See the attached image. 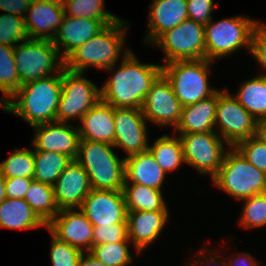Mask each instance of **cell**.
Listing matches in <instances>:
<instances>
[{
	"mask_svg": "<svg viewBox=\"0 0 266 266\" xmlns=\"http://www.w3.org/2000/svg\"><path fill=\"white\" fill-rule=\"evenodd\" d=\"M105 72L111 76L100 87L101 100L114 108L141 109L147 92L162 74V64L142 63L131 51L119 67L113 65Z\"/></svg>",
	"mask_w": 266,
	"mask_h": 266,
	"instance_id": "1",
	"label": "cell"
},
{
	"mask_svg": "<svg viewBox=\"0 0 266 266\" xmlns=\"http://www.w3.org/2000/svg\"><path fill=\"white\" fill-rule=\"evenodd\" d=\"M61 92L62 72L21 85L1 108L31 127L55 122Z\"/></svg>",
	"mask_w": 266,
	"mask_h": 266,
	"instance_id": "2",
	"label": "cell"
},
{
	"mask_svg": "<svg viewBox=\"0 0 266 266\" xmlns=\"http://www.w3.org/2000/svg\"><path fill=\"white\" fill-rule=\"evenodd\" d=\"M128 23L130 24L121 18L117 22L107 25L101 32L74 49L64 59V68L86 74L88 68L105 71L107 68L117 65L131 52L130 48L124 47ZM120 57L121 59H119Z\"/></svg>",
	"mask_w": 266,
	"mask_h": 266,
	"instance_id": "3",
	"label": "cell"
},
{
	"mask_svg": "<svg viewBox=\"0 0 266 266\" xmlns=\"http://www.w3.org/2000/svg\"><path fill=\"white\" fill-rule=\"evenodd\" d=\"M114 145L81 139L76 161L89 176L92 189L122 190L125 182V158H119Z\"/></svg>",
	"mask_w": 266,
	"mask_h": 266,
	"instance_id": "4",
	"label": "cell"
},
{
	"mask_svg": "<svg viewBox=\"0 0 266 266\" xmlns=\"http://www.w3.org/2000/svg\"><path fill=\"white\" fill-rule=\"evenodd\" d=\"M214 63L207 59H199L174 61L162 65V74L171 84L183 107L209 98L219 90L209 84Z\"/></svg>",
	"mask_w": 266,
	"mask_h": 266,
	"instance_id": "5",
	"label": "cell"
},
{
	"mask_svg": "<svg viewBox=\"0 0 266 266\" xmlns=\"http://www.w3.org/2000/svg\"><path fill=\"white\" fill-rule=\"evenodd\" d=\"M212 184L238 200L266 193V173L255 168L235 148L230 147Z\"/></svg>",
	"mask_w": 266,
	"mask_h": 266,
	"instance_id": "6",
	"label": "cell"
},
{
	"mask_svg": "<svg viewBox=\"0 0 266 266\" xmlns=\"http://www.w3.org/2000/svg\"><path fill=\"white\" fill-rule=\"evenodd\" d=\"M259 19L236 15L218 21L212 19L205 25L206 59L217 61L231 56L241 48L251 50L254 28Z\"/></svg>",
	"mask_w": 266,
	"mask_h": 266,
	"instance_id": "7",
	"label": "cell"
},
{
	"mask_svg": "<svg viewBox=\"0 0 266 266\" xmlns=\"http://www.w3.org/2000/svg\"><path fill=\"white\" fill-rule=\"evenodd\" d=\"M20 86L62 72L64 59L51 40L28 39L14 47Z\"/></svg>",
	"mask_w": 266,
	"mask_h": 266,
	"instance_id": "8",
	"label": "cell"
},
{
	"mask_svg": "<svg viewBox=\"0 0 266 266\" xmlns=\"http://www.w3.org/2000/svg\"><path fill=\"white\" fill-rule=\"evenodd\" d=\"M163 50V64L206 59L205 26L187 19L162 33L151 46Z\"/></svg>",
	"mask_w": 266,
	"mask_h": 266,
	"instance_id": "9",
	"label": "cell"
},
{
	"mask_svg": "<svg viewBox=\"0 0 266 266\" xmlns=\"http://www.w3.org/2000/svg\"><path fill=\"white\" fill-rule=\"evenodd\" d=\"M85 73L62 70V92L56 121H80L82 116L101 100L100 88Z\"/></svg>",
	"mask_w": 266,
	"mask_h": 266,
	"instance_id": "10",
	"label": "cell"
},
{
	"mask_svg": "<svg viewBox=\"0 0 266 266\" xmlns=\"http://www.w3.org/2000/svg\"><path fill=\"white\" fill-rule=\"evenodd\" d=\"M258 121L229 92L218 90L215 114V132L230 146L257 135Z\"/></svg>",
	"mask_w": 266,
	"mask_h": 266,
	"instance_id": "11",
	"label": "cell"
},
{
	"mask_svg": "<svg viewBox=\"0 0 266 266\" xmlns=\"http://www.w3.org/2000/svg\"><path fill=\"white\" fill-rule=\"evenodd\" d=\"M183 146L185 165L212 179L230 146L215 132L177 133ZM227 145V147H226Z\"/></svg>",
	"mask_w": 266,
	"mask_h": 266,
	"instance_id": "12",
	"label": "cell"
},
{
	"mask_svg": "<svg viewBox=\"0 0 266 266\" xmlns=\"http://www.w3.org/2000/svg\"><path fill=\"white\" fill-rule=\"evenodd\" d=\"M182 109L181 102L163 74L152 84L141 108L147 122L157 127L170 126L173 130L180 120Z\"/></svg>",
	"mask_w": 266,
	"mask_h": 266,
	"instance_id": "13",
	"label": "cell"
},
{
	"mask_svg": "<svg viewBox=\"0 0 266 266\" xmlns=\"http://www.w3.org/2000/svg\"><path fill=\"white\" fill-rule=\"evenodd\" d=\"M114 147L122 149L125 156L148 151V123L141 109L114 108Z\"/></svg>",
	"mask_w": 266,
	"mask_h": 266,
	"instance_id": "14",
	"label": "cell"
},
{
	"mask_svg": "<svg viewBox=\"0 0 266 266\" xmlns=\"http://www.w3.org/2000/svg\"><path fill=\"white\" fill-rule=\"evenodd\" d=\"M93 226L127 223V207L122 190L92 189L79 208Z\"/></svg>",
	"mask_w": 266,
	"mask_h": 266,
	"instance_id": "15",
	"label": "cell"
},
{
	"mask_svg": "<svg viewBox=\"0 0 266 266\" xmlns=\"http://www.w3.org/2000/svg\"><path fill=\"white\" fill-rule=\"evenodd\" d=\"M46 229L60 241L83 252L93 247V225L79 208L60 210Z\"/></svg>",
	"mask_w": 266,
	"mask_h": 266,
	"instance_id": "16",
	"label": "cell"
},
{
	"mask_svg": "<svg viewBox=\"0 0 266 266\" xmlns=\"http://www.w3.org/2000/svg\"><path fill=\"white\" fill-rule=\"evenodd\" d=\"M32 146L35 150H45L66 154L76 160L79 151L80 134L78 126L64 122H49L33 126Z\"/></svg>",
	"mask_w": 266,
	"mask_h": 266,
	"instance_id": "17",
	"label": "cell"
},
{
	"mask_svg": "<svg viewBox=\"0 0 266 266\" xmlns=\"http://www.w3.org/2000/svg\"><path fill=\"white\" fill-rule=\"evenodd\" d=\"M65 16L60 0H31L25 15L29 39L53 40Z\"/></svg>",
	"mask_w": 266,
	"mask_h": 266,
	"instance_id": "18",
	"label": "cell"
},
{
	"mask_svg": "<svg viewBox=\"0 0 266 266\" xmlns=\"http://www.w3.org/2000/svg\"><path fill=\"white\" fill-rule=\"evenodd\" d=\"M169 211H128V239L137 255L156 243L169 221Z\"/></svg>",
	"mask_w": 266,
	"mask_h": 266,
	"instance_id": "19",
	"label": "cell"
},
{
	"mask_svg": "<svg viewBox=\"0 0 266 266\" xmlns=\"http://www.w3.org/2000/svg\"><path fill=\"white\" fill-rule=\"evenodd\" d=\"M91 190L89 176L76 160H72L53 185L59 210L80 208Z\"/></svg>",
	"mask_w": 266,
	"mask_h": 266,
	"instance_id": "20",
	"label": "cell"
},
{
	"mask_svg": "<svg viewBox=\"0 0 266 266\" xmlns=\"http://www.w3.org/2000/svg\"><path fill=\"white\" fill-rule=\"evenodd\" d=\"M109 24L111 23L108 20L65 15L52 41L61 57L65 59L74 49L94 37Z\"/></svg>",
	"mask_w": 266,
	"mask_h": 266,
	"instance_id": "21",
	"label": "cell"
},
{
	"mask_svg": "<svg viewBox=\"0 0 266 266\" xmlns=\"http://www.w3.org/2000/svg\"><path fill=\"white\" fill-rule=\"evenodd\" d=\"M145 44H152L162 33L189 19L187 0H152L149 5Z\"/></svg>",
	"mask_w": 266,
	"mask_h": 266,
	"instance_id": "22",
	"label": "cell"
},
{
	"mask_svg": "<svg viewBox=\"0 0 266 266\" xmlns=\"http://www.w3.org/2000/svg\"><path fill=\"white\" fill-rule=\"evenodd\" d=\"M81 139L113 145L115 139L114 107L100 100L78 123Z\"/></svg>",
	"mask_w": 266,
	"mask_h": 266,
	"instance_id": "23",
	"label": "cell"
},
{
	"mask_svg": "<svg viewBox=\"0 0 266 266\" xmlns=\"http://www.w3.org/2000/svg\"><path fill=\"white\" fill-rule=\"evenodd\" d=\"M125 158V182L141 184L163 190L167 174L158 165L150 151L132 154Z\"/></svg>",
	"mask_w": 266,
	"mask_h": 266,
	"instance_id": "24",
	"label": "cell"
},
{
	"mask_svg": "<svg viewBox=\"0 0 266 266\" xmlns=\"http://www.w3.org/2000/svg\"><path fill=\"white\" fill-rule=\"evenodd\" d=\"M218 91L195 104L184 106L173 133H201L215 131Z\"/></svg>",
	"mask_w": 266,
	"mask_h": 266,
	"instance_id": "25",
	"label": "cell"
},
{
	"mask_svg": "<svg viewBox=\"0 0 266 266\" xmlns=\"http://www.w3.org/2000/svg\"><path fill=\"white\" fill-rule=\"evenodd\" d=\"M46 228V224L24 199L6 198L0 204V228L32 230Z\"/></svg>",
	"mask_w": 266,
	"mask_h": 266,
	"instance_id": "26",
	"label": "cell"
},
{
	"mask_svg": "<svg viewBox=\"0 0 266 266\" xmlns=\"http://www.w3.org/2000/svg\"><path fill=\"white\" fill-rule=\"evenodd\" d=\"M122 192L127 211H169L162 190L136 183H124Z\"/></svg>",
	"mask_w": 266,
	"mask_h": 266,
	"instance_id": "27",
	"label": "cell"
},
{
	"mask_svg": "<svg viewBox=\"0 0 266 266\" xmlns=\"http://www.w3.org/2000/svg\"><path fill=\"white\" fill-rule=\"evenodd\" d=\"M242 82L232 95L257 121L266 119V77L258 74Z\"/></svg>",
	"mask_w": 266,
	"mask_h": 266,
	"instance_id": "28",
	"label": "cell"
},
{
	"mask_svg": "<svg viewBox=\"0 0 266 266\" xmlns=\"http://www.w3.org/2000/svg\"><path fill=\"white\" fill-rule=\"evenodd\" d=\"M148 150L167 175L185 164L182 142L175 133L173 136L164 134L154 139Z\"/></svg>",
	"mask_w": 266,
	"mask_h": 266,
	"instance_id": "29",
	"label": "cell"
},
{
	"mask_svg": "<svg viewBox=\"0 0 266 266\" xmlns=\"http://www.w3.org/2000/svg\"><path fill=\"white\" fill-rule=\"evenodd\" d=\"M35 169L33 180L53 186L60 174L72 162V158L66 154L35 150Z\"/></svg>",
	"mask_w": 266,
	"mask_h": 266,
	"instance_id": "30",
	"label": "cell"
},
{
	"mask_svg": "<svg viewBox=\"0 0 266 266\" xmlns=\"http://www.w3.org/2000/svg\"><path fill=\"white\" fill-rule=\"evenodd\" d=\"M24 200L47 225L58 213L53 186L33 180L25 194Z\"/></svg>",
	"mask_w": 266,
	"mask_h": 266,
	"instance_id": "31",
	"label": "cell"
},
{
	"mask_svg": "<svg viewBox=\"0 0 266 266\" xmlns=\"http://www.w3.org/2000/svg\"><path fill=\"white\" fill-rule=\"evenodd\" d=\"M20 87L14 58V47L0 44V107L7 102Z\"/></svg>",
	"mask_w": 266,
	"mask_h": 266,
	"instance_id": "32",
	"label": "cell"
},
{
	"mask_svg": "<svg viewBox=\"0 0 266 266\" xmlns=\"http://www.w3.org/2000/svg\"><path fill=\"white\" fill-rule=\"evenodd\" d=\"M62 3L66 16L108 20L111 24L121 19L105 9L104 0H63Z\"/></svg>",
	"mask_w": 266,
	"mask_h": 266,
	"instance_id": "33",
	"label": "cell"
},
{
	"mask_svg": "<svg viewBox=\"0 0 266 266\" xmlns=\"http://www.w3.org/2000/svg\"><path fill=\"white\" fill-rule=\"evenodd\" d=\"M34 152L28 148H15L11 155L0 163V174L4 178L34 177Z\"/></svg>",
	"mask_w": 266,
	"mask_h": 266,
	"instance_id": "34",
	"label": "cell"
},
{
	"mask_svg": "<svg viewBox=\"0 0 266 266\" xmlns=\"http://www.w3.org/2000/svg\"><path fill=\"white\" fill-rule=\"evenodd\" d=\"M131 242L102 243L93 245L90 253L107 266H128L134 262Z\"/></svg>",
	"mask_w": 266,
	"mask_h": 266,
	"instance_id": "35",
	"label": "cell"
},
{
	"mask_svg": "<svg viewBox=\"0 0 266 266\" xmlns=\"http://www.w3.org/2000/svg\"><path fill=\"white\" fill-rule=\"evenodd\" d=\"M241 201L243 206L238 225L247 230L266 227V193L253 195Z\"/></svg>",
	"mask_w": 266,
	"mask_h": 266,
	"instance_id": "36",
	"label": "cell"
},
{
	"mask_svg": "<svg viewBox=\"0 0 266 266\" xmlns=\"http://www.w3.org/2000/svg\"><path fill=\"white\" fill-rule=\"evenodd\" d=\"M28 39L24 18L6 13L0 15V44L15 47Z\"/></svg>",
	"mask_w": 266,
	"mask_h": 266,
	"instance_id": "37",
	"label": "cell"
},
{
	"mask_svg": "<svg viewBox=\"0 0 266 266\" xmlns=\"http://www.w3.org/2000/svg\"><path fill=\"white\" fill-rule=\"evenodd\" d=\"M234 147L250 164L266 173V144L258 136L242 140Z\"/></svg>",
	"mask_w": 266,
	"mask_h": 266,
	"instance_id": "38",
	"label": "cell"
},
{
	"mask_svg": "<svg viewBox=\"0 0 266 266\" xmlns=\"http://www.w3.org/2000/svg\"><path fill=\"white\" fill-rule=\"evenodd\" d=\"M50 261L52 266H78L83 253L80 249L50 236Z\"/></svg>",
	"mask_w": 266,
	"mask_h": 266,
	"instance_id": "39",
	"label": "cell"
},
{
	"mask_svg": "<svg viewBox=\"0 0 266 266\" xmlns=\"http://www.w3.org/2000/svg\"><path fill=\"white\" fill-rule=\"evenodd\" d=\"M106 242H130L128 239L127 223L93 226V245H99Z\"/></svg>",
	"mask_w": 266,
	"mask_h": 266,
	"instance_id": "40",
	"label": "cell"
},
{
	"mask_svg": "<svg viewBox=\"0 0 266 266\" xmlns=\"http://www.w3.org/2000/svg\"><path fill=\"white\" fill-rule=\"evenodd\" d=\"M250 55L261 67V75L266 77V23L259 22L254 28Z\"/></svg>",
	"mask_w": 266,
	"mask_h": 266,
	"instance_id": "41",
	"label": "cell"
},
{
	"mask_svg": "<svg viewBox=\"0 0 266 266\" xmlns=\"http://www.w3.org/2000/svg\"><path fill=\"white\" fill-rule=\"evenodd\" d=\"M214 7L220 10L213 0H187L189 19L204 26L212 20Z\"/></svg>",
	"mask_w": 266,
	"mask_h": 266,
	"instance_id": "42",
	"label": "cell"
},
{
	"mask_svg": "<svg viewBox=\"0 0 266 266\" xmlns=\"http://www.w3.org/2000/svg\"><path fill=\"white\" fill-rule=\"evenodd\" d=\"M212 250L209 249V247L208 248L204 247L201 250V252H198L199 254H196V257L194 258L193 261L192 260L189 261L188 265L189 266H228L227 259L225 258L223 253L220 251L219 252L214 251V249H212Z\"/></svg>",
	"mask_w": 266,
	"mask_h": 266,
	"instance_id": "43",
	"label": "cell"
},
{
	"mask_svg": "<svg viewBox=\"0 0 266 266\" xmlns=\"http://www.w3.org/2000/svg\"><path fill=\"white\" fill-rule=\"evenodd\" d=\"M32 181V178H5L6 198L24 199Z\"/></svg>",
	"mask_w": 266,
	"mask_h": 266,
	"instance_id": "44",
	"label": "cell"
},
{
	"mask_svg": "<svg viewBox=\"0 0 266 266\" xmlns=\"http://www.w3.org/2000/svg\"><path fill=\"white\" fill-rule=\"evenodd\" d=\"M31 0H0V10L25 18Z\"/></svg>",
	"mask_w": 266,
	"mask_h": 266,
	"instance_id": "45",
	"label": "cell"
},
{
	"mask_svg": "<svg viewBox=\"0 0 266 266\" xmlns=\"http://www.w3.org/2000/svg\"><path fill=\"white\" fill-rule=\"evenodd\" d=\"M233 255H235L233 257ZM232 257H226L228 266H260L259 261L254 255L247 252L232 253Z\"/></svg>",
	"mask_w": 266,
	"mask_h": 266,
	"instance_id": "46",
	"label": "cell"
},
{
	"mask_svg": "<svg viewBox=\"0 0 266 266\" xmlns=\"http://www.w3.org/2000/svg\"><path fill=\"white\" fill-rule=\"evenodd\" d=\"M78 266H107L101 261L97 260L90 252H83Z\"/></svg>",
	"mask_w": 266,
	"mask_h": 266,
	"instance_id": "47",
	"label": "cell"
},
{
	"mask_svg": "<svg viewBox=\"0 0 266 266\" xmlns=\"http://www.w3.org/2000/svg\"><path fill=\"white\" fill-rule=\"evenodd\" d=\"M266 144V119L259 120L257 123V135Z\"/></svg>",
	"mask_w": 266,
	"mask_h": 266,
	"instance_id": "48",
	"label": "cell"
},
{
	"mask_svg": "<svg viewBox=\"0 0 266 266\" xmlns=\"http://www.w3.org/2000/svg\"><path fill=\"white\" fill-rule=\"evenodd\" d=\"M6 199L5 178L0 174V204Z\"/></svg>",
	"mask_w": 266,
	"mask_h": 266,
	"instance_id": "49",
	"label": "cell"
}]
</instances>
